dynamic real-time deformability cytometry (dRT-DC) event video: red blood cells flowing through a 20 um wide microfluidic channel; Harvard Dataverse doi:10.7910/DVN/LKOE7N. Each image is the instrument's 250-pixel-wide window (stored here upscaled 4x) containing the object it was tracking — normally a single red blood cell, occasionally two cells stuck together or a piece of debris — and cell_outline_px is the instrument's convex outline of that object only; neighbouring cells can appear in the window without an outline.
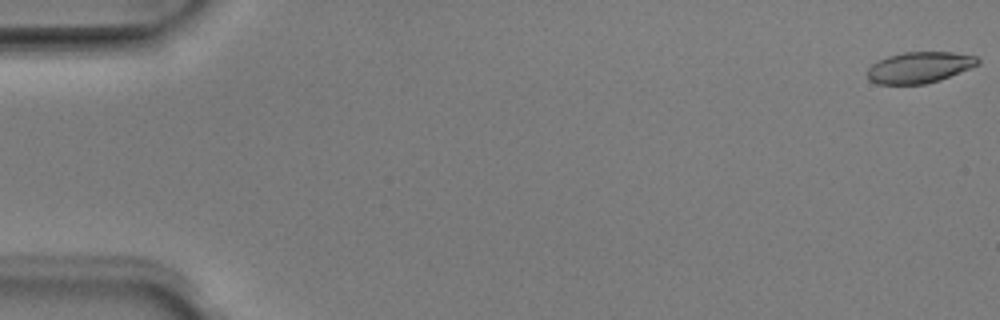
{"species": "Egyptian fruit bat (a non-hibernating species)", "species_latin": "Rousettus aegyptiacus", "temperature_condition": "room temperature", "stored_images_in_passage": 51, "camera_frame_rate_fps": 3000, "um_per_image_px": 0.085, "animal": {"sex": "male"}, "frame": {"image": 1, "passage_image": 1, "time_ms": 0.0, "image_size_px": [1000, 320], "cell_outline_px": [[980, 64], [940, 80], [924, 84], [876, 84], [868, 80], [868, 68], [872, 64], [888, 56], [904, 52], [952, 52], [976, 56], [980, 60]], "centroid_in_image_um": [78.16, 5.73], "position_along_channel_um": 6.8, "area_um2": 20.0}}
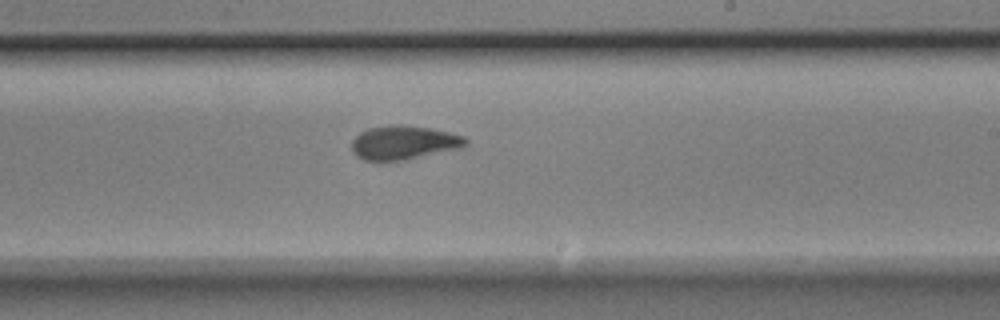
{"frame": {"image": 2, "passage_image": 31, "time_ms": 10.0, "image_size_px": [1000, 320], "cell_outline_px": [[468, 144], [464, 148], [404, 160], [364, 160], [356, 156], [352, 152], [352, 140], [360, 132], [368, 128], [396, 124], [400, 124], [428, 128], [448, 132], [464, 136], [468, 140]], "centroid_in_image_um": [34.35, 12.12], "position_along_channel_um": 254.7, "area_um2": 22.6}}
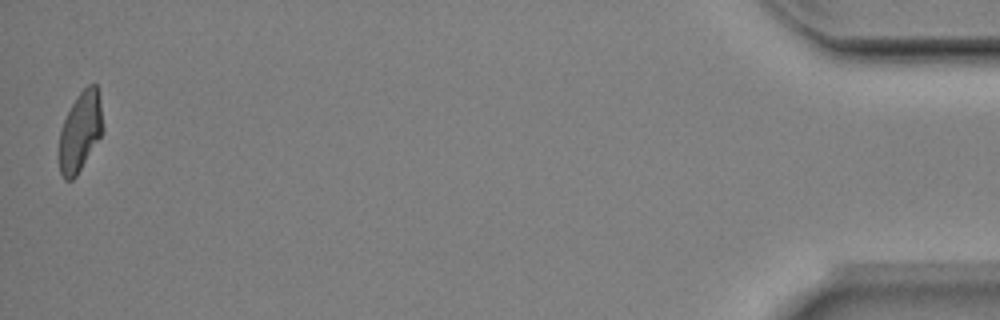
{"frame": {"image": 3, "passage_image": 51, "time_ms": 16.667, "image_size_px": [1000, 320], "cell_outline_px": [[104, 132], [76, 176], [72, 180], [64, 180], [60, 172], [60, 128], [72, 104], [80, 92], [88, 84], [96, 84], [100, 104]], "centroid_in_image_um": [6.83, 11.2], "position_along_channel_um": 428.4, "area_um2": 20.0}, "authors_computed_cell_mechanics": {"area_um2": 21.5016, "velocity_mm_per_s": 3.9897, "shape_relaxation_time_tau1_ms": 3.546, "shape_relaxation_time_tau2_ms": 1.9085, "deformation_change_tau1": 0.1462, "deformation_change_tau2": 0.0804}}